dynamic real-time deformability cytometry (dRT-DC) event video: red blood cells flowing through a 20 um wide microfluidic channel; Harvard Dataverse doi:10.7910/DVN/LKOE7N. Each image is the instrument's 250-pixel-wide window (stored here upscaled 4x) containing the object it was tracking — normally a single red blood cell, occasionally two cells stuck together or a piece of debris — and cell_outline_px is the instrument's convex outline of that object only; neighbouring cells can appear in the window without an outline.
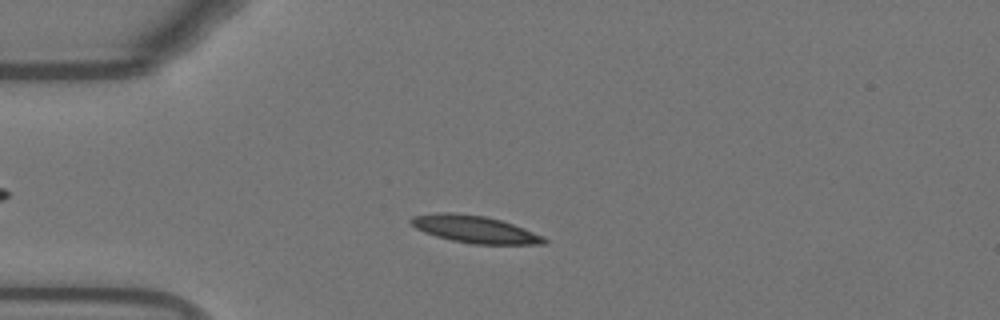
{"species": "Egyptian fruit bat (a non-hibernating species)", "species_latin": "Rousettus aegyptiacus", "temperature_condition": "warm", "stored_images_in_passage": 51, "camera_frame_rate_fps": 3000, "um_per_image_px": 0.085, "animal": {"sex": "female"}, "frame": {"image": 1, "passage_image": 11, "time_ms": 3.333, "image_size_px": [1000, 320], "cell_outline_px": [[548, 240], [544, 244], [472, 244], [452, 240], [436, 236], [424, 232], [416, 228], [408, 220], [412, 216], [436, 212], [456, 212], [484, 216], [500, 220], [524, 228], [544, 236]], "centroid_in_image_um": [40.33, 19.48], "position_along_channel_um": 44.7, "area_um2": 21.15}}
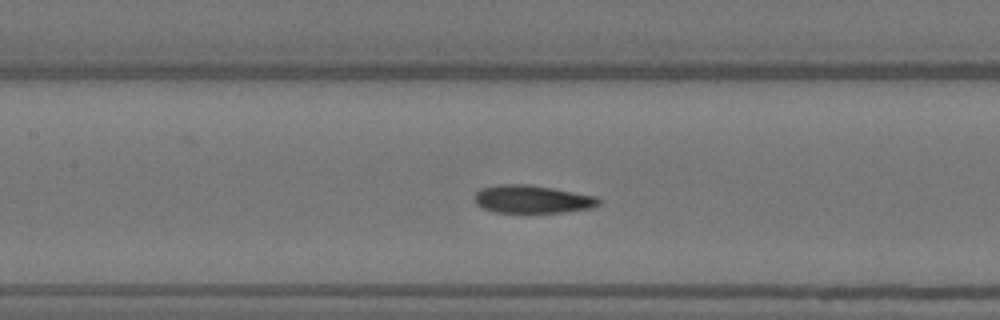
{"frame": {"image": 2, "passage_image": 22, "time_ms": 7.0, "image_size_px": [1000, 320], "cell_outline_px": [[600, 204], [592, 208], [564, 212], [496, 212], [484, 208], [476, 204], [476, 192], [480, 188], [500, 184], [524, 184], [552, 188], [596, 196], [600, 200]], "centroid_in_image_um": [45.26, 16.93], "position_along_channel_um": 162.1, "area_um2": 20.0}}
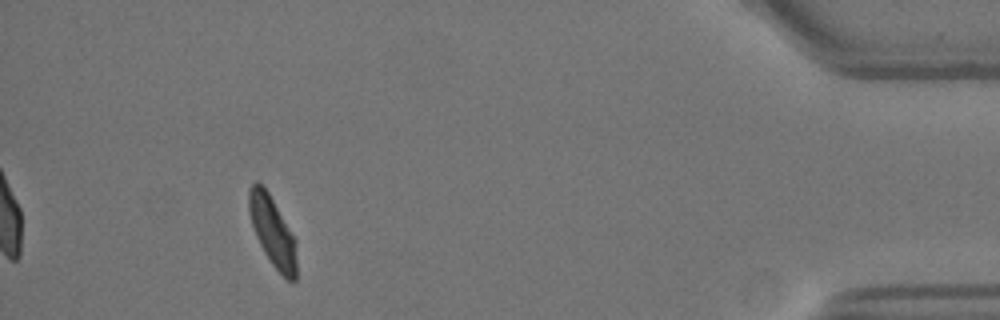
{"frame": {"image": 3, "passage_image": 47, "time_ms": 15.333, "image_size_px": [1000, 320], "cell_outline_px": [[296, 280], [288, 280], [272, 264], [264, 252], [256, 236], [252, 224], [248, 208], [248, 188], [256, 180], [264, 184], [296, 240]], "centroid_in_image_um": [23.14, 19.6], "position_along_channel_um": 412.1, "area_um2": 19.36}, "authors_computed_cell_mechanics": {"area_um2": 20.0566, "velocity_mm_per_s": 3.7393, "shape_relaxation_time_tau1_ms": 4.568, "shape_relaxation_time_tau2_ms": 1.3485, "deformation_change_tau1": 0.1801, "deformation_change_tau2": 0.0667}}